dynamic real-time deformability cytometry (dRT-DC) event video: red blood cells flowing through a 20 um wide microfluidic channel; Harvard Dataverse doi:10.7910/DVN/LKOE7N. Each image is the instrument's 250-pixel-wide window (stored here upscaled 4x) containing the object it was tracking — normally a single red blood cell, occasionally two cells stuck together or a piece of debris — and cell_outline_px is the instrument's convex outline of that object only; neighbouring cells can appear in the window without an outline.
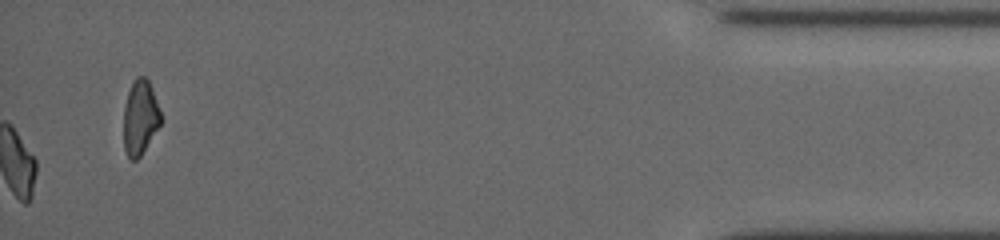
{"species": "common noctule bat (a hibernating species)", "species_latin": "Nyctalus noctula", "temperature_condition": "cold", "stored_images_in_passage": 49, "camera_frame_rate_fps": 3000, "um_per_image_px": 0.085, "animal": {"sex": "female", "body_mass_g": 19.5, "forearm_length_mm": 54.1}, "frame": {"image": 1, "passage_image": 49, "time_ms": 16.0, "image_size_px": [1000, 240], "cell_outline_px": [[160, 124], [140, 156], [136, 160], [132, 160], [128, 156], [124, 148], [124, 108], [128, 92], [136, 76], [144, 76], [148, 80], [152, 88], [160, 112]], "centroid_in_image_um": [11.9, 9.97], "position_along_channel_um": 423.3, "area_um2": 15.78}, "authors_computed_cell_mechanics": {"area_um2": 17.051, "velocity_mm_per_s": 3.756, "shape_relaxation_time_tau1_ms": 4.797, "shape_relaxation_time_tau2_ms": null, "deformation_change_tau1": 0.1403, "deformation_change_tau2": null}}